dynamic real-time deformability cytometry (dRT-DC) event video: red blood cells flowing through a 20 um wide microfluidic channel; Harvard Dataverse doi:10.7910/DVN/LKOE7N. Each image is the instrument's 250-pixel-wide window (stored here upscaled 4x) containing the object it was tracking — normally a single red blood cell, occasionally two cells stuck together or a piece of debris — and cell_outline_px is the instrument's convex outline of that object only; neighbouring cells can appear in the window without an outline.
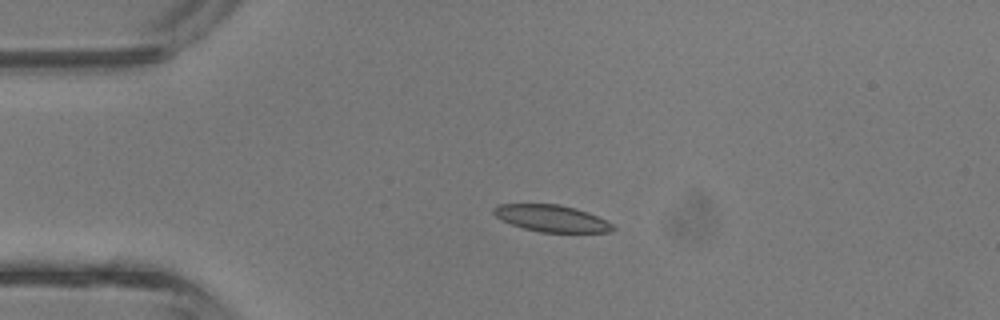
{"species": "common noctule bat (a hibernating species)", "species_latin": "Nyctalus noctula", "temperature_condition": "room temperature", "stored_images_in_passage": 3, "camera_frame_rate_fps": 3000, "um_per_image_px": 0.085, "animal": {"sex": "male", "body_mass_g": 13.3}, "frame": {"image": 1, "passage_image": 2, "time_ms": 0.333, "image_size_px": [1000, 320], "cell_outline_px": [[616, 228], [608, 232], [540, 232], [524, 228], [512, 224], [496, 216], [492, 212], [492, 208], [500, 204], [560, 204], [576, 208], [588, 212], [612, 224]], "centroid_in_image_um": [46.88, 18.55], "position_along_channel_um": 38.1, "area_um2": 18.38}}